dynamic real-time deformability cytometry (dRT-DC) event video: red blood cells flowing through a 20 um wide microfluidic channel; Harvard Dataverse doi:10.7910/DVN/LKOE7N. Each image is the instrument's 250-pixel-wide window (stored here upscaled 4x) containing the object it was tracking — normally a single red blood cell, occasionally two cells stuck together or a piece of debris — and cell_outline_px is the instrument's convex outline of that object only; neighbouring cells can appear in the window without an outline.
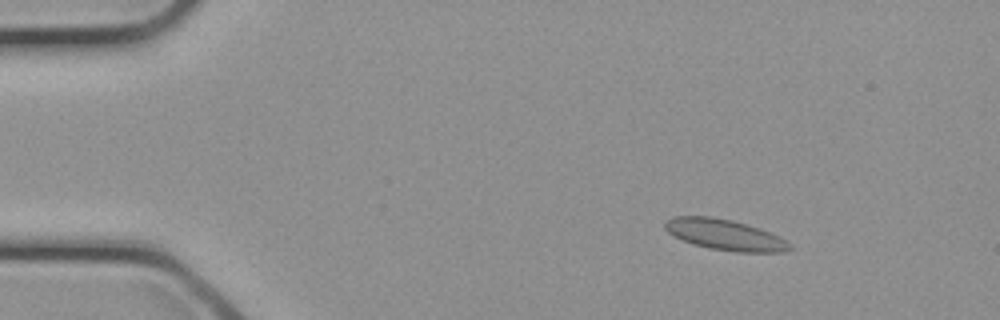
{"species": "common noctule bat (a hibernating species)", "species_latin": "Nyctalus noctula", "temperature_condition": "cold", "stored_images_in_passage": 10, "camera_frame_rate_fps": 3000, "um_per_image_px": 0.085, "animal": {"sex": "female", "body_mass_g": 21.9}, "frame": {"image": 1, "passage_image": 1, "time_ms": 0.0, "image_size_px": [1000, 320], "cell_outline_px": [[792, 248], [784, 252], [736, 252], [708, 248], [692, 244], [668, 232], [664, 228], [664, 220], [672, 216], [708, 216], [732, 220], [760, 228], [780, 236], [792, 244]], "centroid_in_image_um": [61.63, 19.95], "position_along_channel_um": 23.4, "area_um2": 22.54}}
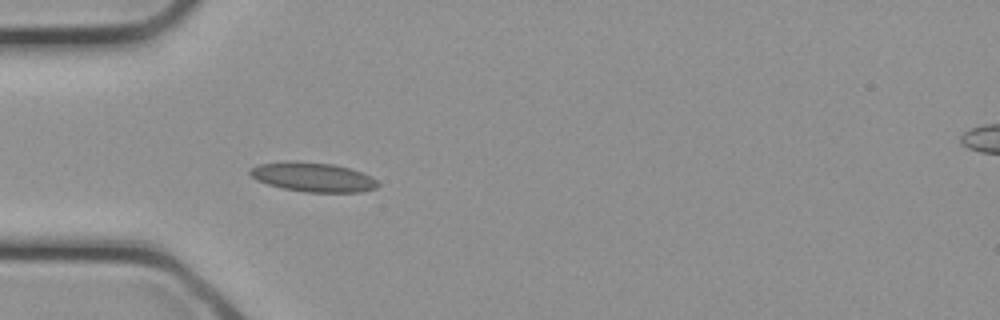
{"frame": {"image": 2, "passage_image": 6, "time_ms": 1.667, "image_size_px": [1000, 320], "cell_outline_px": [[380, 184], [376, 188], [360, 192], [304, 192], [284, 188], [268, 184], [256, 180], [248, 172], [252, 168], [260, 164], [284, 160], [296, 160], [332, 164], [348, 168], [372, 176]], "centroid_in_image_um": [26.59, 15.04], "position_along_channel_um": 58.4, "area_um2": 21.91}}
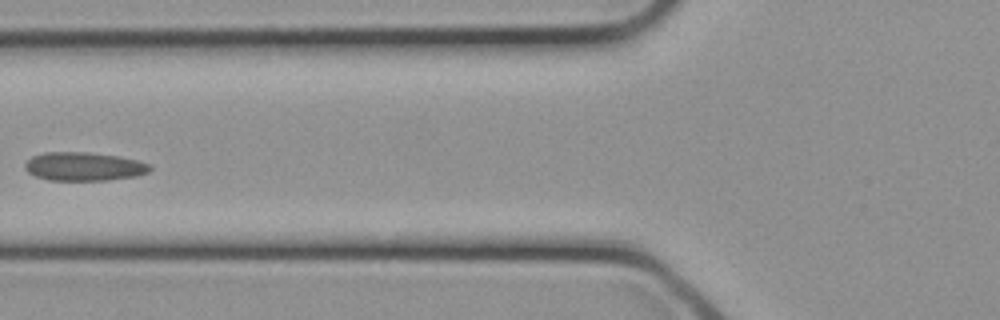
{"frame": {"image": 3, "passage_image": 9, "time_ms": 2.667, "image_size_px": [1000, 320], "cell_outline_px": [[152, 168], [148, 172], [136, 176], [108, 180], [48, 180], [36, 176], [28, 172], [24, 168], [24, 164], [32, 156], [44, 152], [88, 152], [116, 156], [136, 160], [152, 164]], "centroid_in_image_um": [7.13, 14.15], "position_along_channel_um": 118.7, "area_um2": 20.81}}